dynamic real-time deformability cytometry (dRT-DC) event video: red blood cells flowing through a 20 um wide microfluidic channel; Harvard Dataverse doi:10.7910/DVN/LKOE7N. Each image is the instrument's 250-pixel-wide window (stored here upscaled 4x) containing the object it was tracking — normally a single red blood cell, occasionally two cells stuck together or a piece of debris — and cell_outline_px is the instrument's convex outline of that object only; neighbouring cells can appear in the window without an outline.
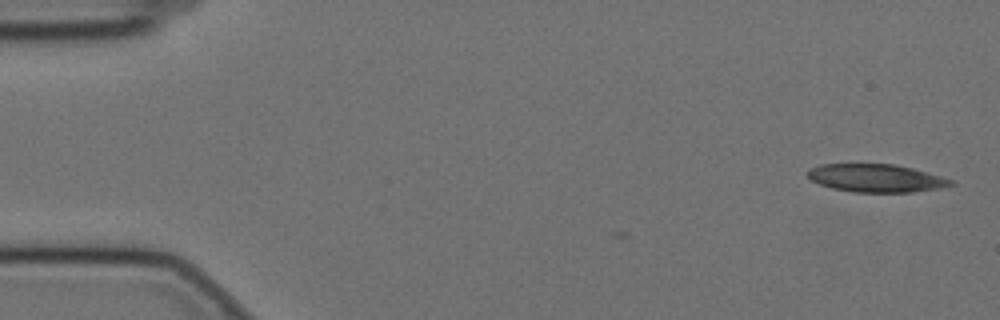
{"species": "Egyptian fruit bat (a non-hibernating species)", "species_latin": "Rousettus aegyptiacus", "temperature_condition": "cold", "stored_images_in_passage": 2, "camera_frame_rate_fps": 3000, "um_per_image_px": 0.085, "animal": {"sex": "female"}, "frame": {"image": 1, "passage_image": 2, "time_ms": 0.333, "image_size_px": [1000, 320], "cell_outline_px": [[956, 184], [944, 188], [912, 192], [852, 192], [832, 188], [820, 184], [812, 180], [804, 172], [808, 168], [820, 164], [896, 164], [912, 168], [940, 176], [952, 180]], "centroid_in_image_um": [74.45, 15.14], "position_along_channel_um": 10.5, "area_um2": 23.52}}